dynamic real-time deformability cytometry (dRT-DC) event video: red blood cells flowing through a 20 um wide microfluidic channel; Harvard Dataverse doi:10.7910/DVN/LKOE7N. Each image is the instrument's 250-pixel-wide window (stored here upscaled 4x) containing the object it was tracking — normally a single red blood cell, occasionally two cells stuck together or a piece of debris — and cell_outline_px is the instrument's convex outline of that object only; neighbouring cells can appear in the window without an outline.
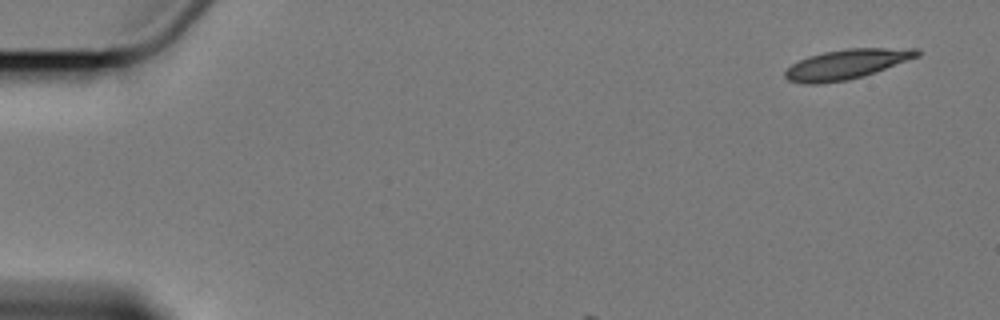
{"species": "Egyptian fruit bat (a non-hibernating species)", "species_latin": "Rousettus aegyptiacus", "temperature_condition": "cold", "stored_images_in_passage": 3, "camera_frame_rate_fps": 3000, "um_per_image_px": 0.085, "animal": {"sex": "female"}, "frame": {"image": 1, "passage_image": 1, "time_ms": 0.0, "image_size_px": [1000, 320], "cell_outline_px": [[920, 56], [848, 80], [820, 84], [804, 84], [788, 80], [784, 76], [784, 72], [792, 64], [808, 56], [824, 52], [848, 48], [920, 48]], "centroid_in_image_um": [71.93, 5.45], "position_along_channel_um": 13.1, "area_um2": 22.66}}